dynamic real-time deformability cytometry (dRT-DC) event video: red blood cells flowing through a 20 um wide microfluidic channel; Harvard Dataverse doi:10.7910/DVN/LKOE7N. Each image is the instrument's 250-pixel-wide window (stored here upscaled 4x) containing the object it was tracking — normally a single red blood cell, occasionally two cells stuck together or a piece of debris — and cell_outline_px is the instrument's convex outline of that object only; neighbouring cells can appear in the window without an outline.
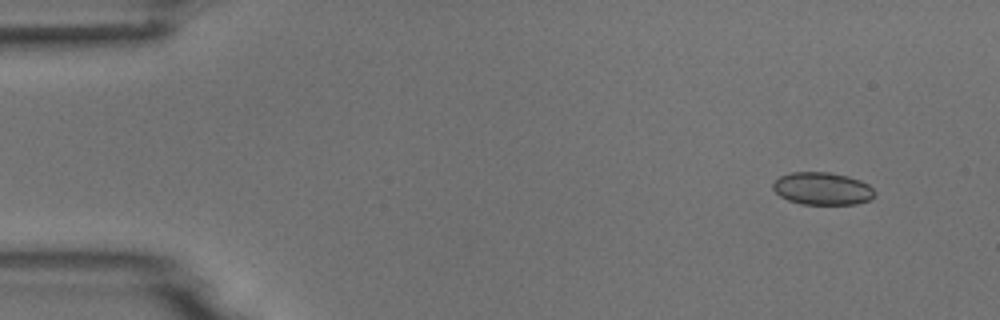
{"species": "common noctule bat (a hibernating species)", "species_latin": "Nyctalus noctula", "temperature_condition": "room temperature", "stored_images_in_passage": 7, "camera_frame_rate_fps": 3000, "um_per_image_px": 0.085, "animal": {"sex": "male", "body_mass_g": 18.8}, "frame": {"image": 1, "passage_image": 1, "time_ms": 0.0, "image_size_px": [1000, 320], "cell_outline_px": [[876, 192], [868, 200], [856, 204], [800, 204], [788, 200], [780, 196], [772, 188], [772, 184], [780, 176], [792, 172], [828, 172], [848, 176], [860, 180], [868, 184]], "centroid_in_image_um": [69.88, 16.03], "position_along_channel_um": 15.1, "area_um2": 19.25}}
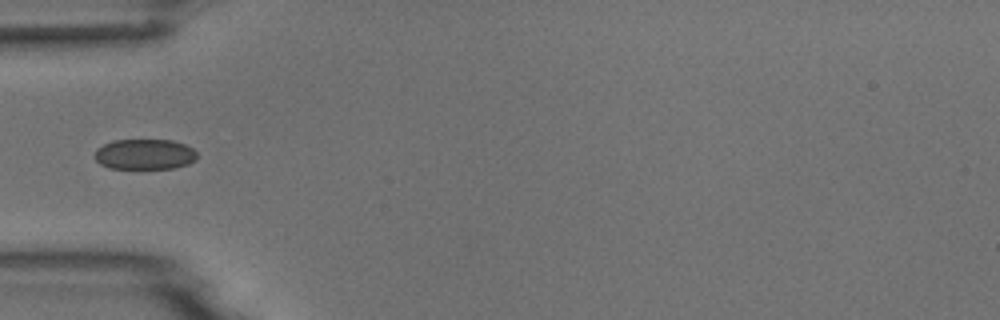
{"frame": {"image": 2, "passage_image": 4, "time_ms": 4.333, "image_size_px": [1000, 320], "cell_outline_px": [[196, 160], [188, 164], [176, 168], [108, 168], [100, 164], [96, 160], [96, 148], [112, 140], [172, 140], [184, 144], [192, 148], [196, 152]], "centroid_in_image_um": [12.3, 13.11], "position_along_channel_um": 72.7, "area_um2": 18.15}}